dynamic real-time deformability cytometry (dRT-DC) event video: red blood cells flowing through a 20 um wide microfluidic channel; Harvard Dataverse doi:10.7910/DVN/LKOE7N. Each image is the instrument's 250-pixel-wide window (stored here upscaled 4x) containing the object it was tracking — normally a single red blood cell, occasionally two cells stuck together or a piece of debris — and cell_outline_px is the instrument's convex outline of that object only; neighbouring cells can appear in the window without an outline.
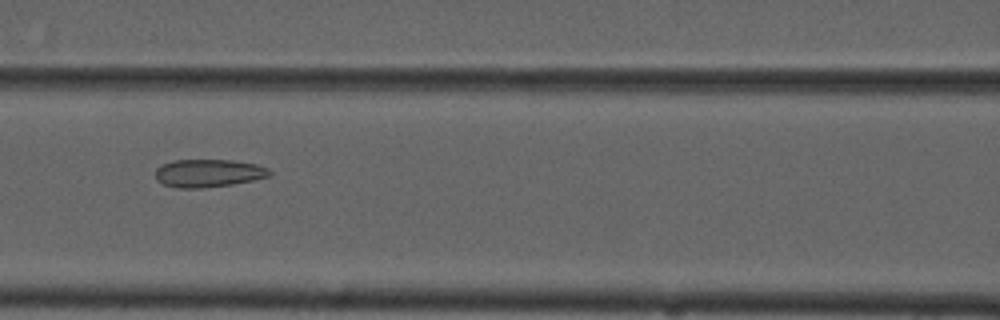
{"species": "common noctule bat (a hibernating species)", "species_latin": "Nyctalus noctula", "temperature_condition": "cold", "stored_images_in_passage": 9, "camera_frame_rate_fps": 3000, "um_per_image_px": 0.085, "animal": {"sex": "male", "forearm_length_mm": 52.5}, "frame": {"image": 1, "passage_image": 7, "time_ms": 7.0, "image_size_px": [1000, 320], "cell_outline_px": [[272, 176], [232, 184], [204, 188], [176, 188], [164, 184], [156, 180], [156, 168], [164, 164], [176, 160], [232, 160], [256, 164], [268, 168], [272, 172]], "centroid_in_image_um": [17.74, 14.72], "position_along_channel_um": 148.9, "area_um2": 18.55}}
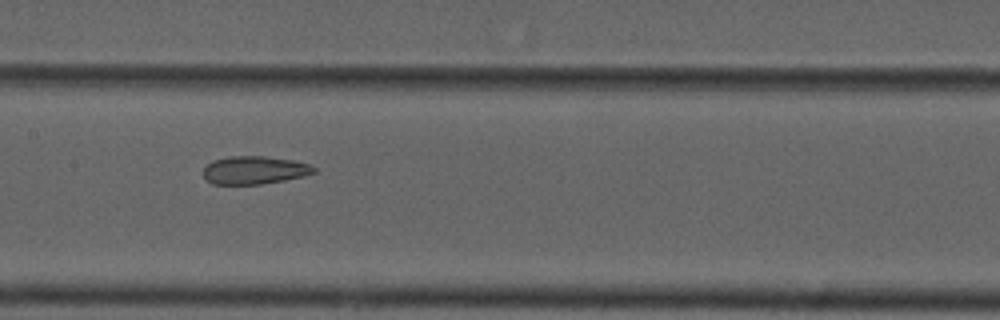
{"frame": {"image": 2, "passage_image": 8, "time_ms": 8.0, "image_size_px": [1000, 320], "cell_outline_px": [[316, 172], [304, 176], [284, 180], [260, 184], [212, 184], [204, 180], [204, 168], [212, 160], [232, 156], [264, 156], [292, 160], [308, 164], [316, 168]], "centroid_in_image_um": [21.61, 14.46], "position_along_channel_um": 185.8, "area_um2": 18.03}}
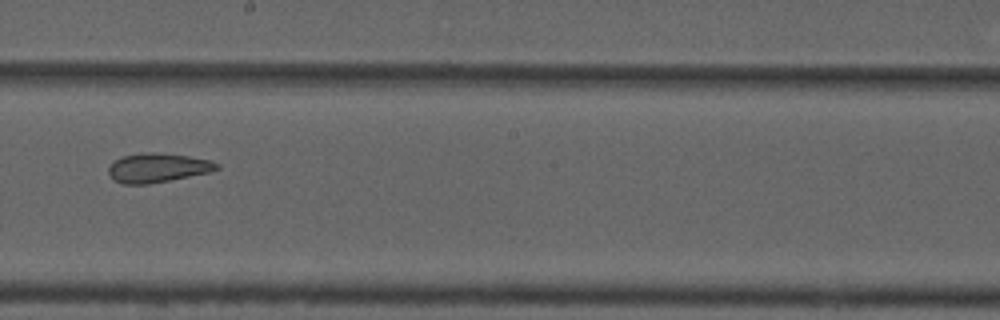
{"frame": {"image": 3, "passage_image": 9, "time_ms": 9.333, "image_size_px": [1000, 320], "cell_outline_px": [[220, 168], [208, 172], [148, 184], [124, 184], [112, 180], [108, 172], [108, 168], [116, 160], [124, 156], [148, 152], [152, 152], [188, 156], [212, 160], [220, 164]], "centroid_in_image_um": [13.4, 14.26], "position_along_channel_um": 234.8, "area_um2": 18.15}}